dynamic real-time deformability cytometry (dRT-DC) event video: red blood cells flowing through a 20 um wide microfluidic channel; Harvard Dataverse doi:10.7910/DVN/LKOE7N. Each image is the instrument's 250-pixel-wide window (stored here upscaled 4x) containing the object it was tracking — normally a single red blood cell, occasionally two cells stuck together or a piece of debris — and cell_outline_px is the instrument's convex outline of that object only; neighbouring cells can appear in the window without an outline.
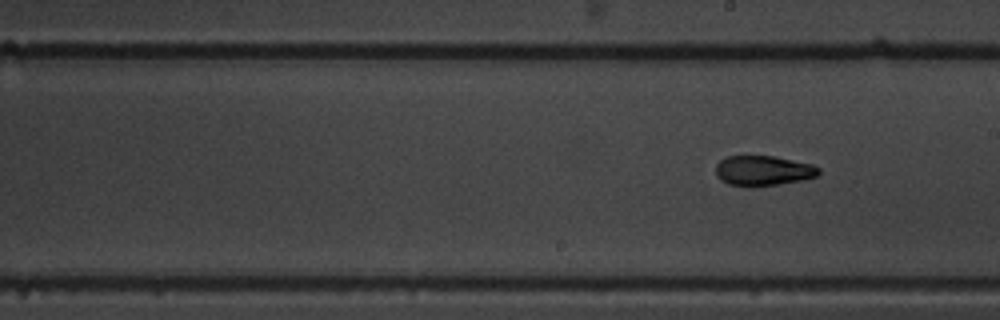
{"species": "common noctule bat (a hibernating species)", "species_latin": "Nyctalus noctula", "temperature_condition": "warm", "stored_images_in_passage": 10, "segment_of_instrument_passage": [2, 2], "camera_frame_rate_fps": 3000, "um_per_image_px": 0.085, "animal": {"sex": "male", "body_mass_g": 19.5, "forearm_length_mm": 54.6}, "frame": {"image": 1, "passage_image": 10, "time_ms": 3.0, "image_size_px": [1000, 320], "cell_outline_px": [[820, 172], [816, 176], [804, 180], [752, 188], [744, 188], [728, 184], [720, 180], [716, 176], [716, 164], [720, 160], [728, 156], [772, 156], [812, 164], [820, 168]], "centroid_in_image_um": [64.83, 14.53], "position_along_channel_um": 224.2, "area_um2": 18.38}}